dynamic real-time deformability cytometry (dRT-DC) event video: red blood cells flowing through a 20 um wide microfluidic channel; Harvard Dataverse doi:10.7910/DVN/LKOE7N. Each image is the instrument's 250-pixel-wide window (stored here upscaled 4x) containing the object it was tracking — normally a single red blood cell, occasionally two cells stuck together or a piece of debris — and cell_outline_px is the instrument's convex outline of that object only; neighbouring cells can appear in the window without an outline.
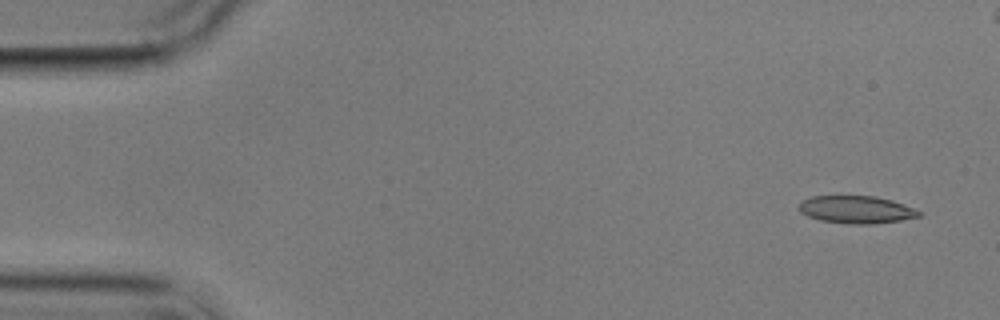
{"species": "common noctule bat (a hibernating species)", "species_latin": "Nyctalus noctula", "temperature_condition": "cold", "stored_images_in_passage": 5, "camera_frame_rate_fps": 3000, "um_per_image_px": 0.085, "animal": {"sex": "male", "body_mass_g": 17.9}, "frame": {"image": 1, "passage_image": 1, "time_ms": 0.0, "image_size_px": [1000, 320], "cell_outline_px": [[924, 212], [920, 216], [900, 220], [872, 224], [848, 224], [820, 220], [808, 216], [800, 212], [800, 200], [812, 196], [876, 196], [892, 200], [904, 204]], "centroid_in_image_um": [72.8, 17.81], "position_along_channel_um": 12.2, "area_um2": 19.36}}
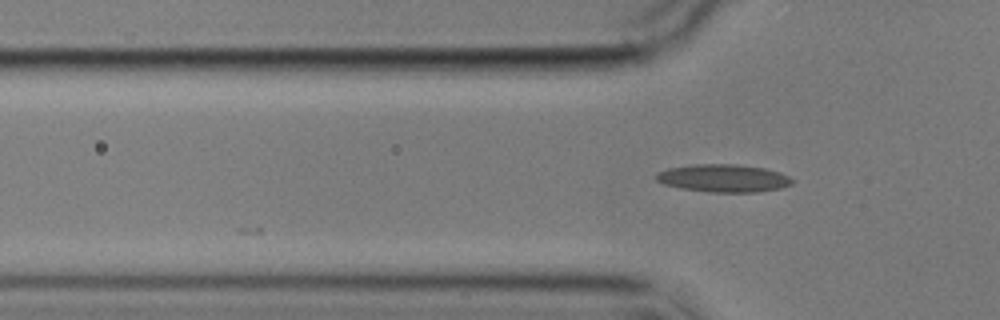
{"frame": {"image": 2, "passage_image": 5, "time_ms": 4.667, "image_size_px": [1000, 320], "cell_outline_px": [[796, 180], [792, 184], [780, 188], [756, 192], [712, 192], [680, 188], [664, 184], [656, 180], [656, 176], [660, 172], [668, 168], [692, 164], [736, 164], [764, 168], [780, 172]], "centroid_in_image_um": [61.53, 15.14], "position_along_channel_um": 64.3, "area_um2": 21.96}}